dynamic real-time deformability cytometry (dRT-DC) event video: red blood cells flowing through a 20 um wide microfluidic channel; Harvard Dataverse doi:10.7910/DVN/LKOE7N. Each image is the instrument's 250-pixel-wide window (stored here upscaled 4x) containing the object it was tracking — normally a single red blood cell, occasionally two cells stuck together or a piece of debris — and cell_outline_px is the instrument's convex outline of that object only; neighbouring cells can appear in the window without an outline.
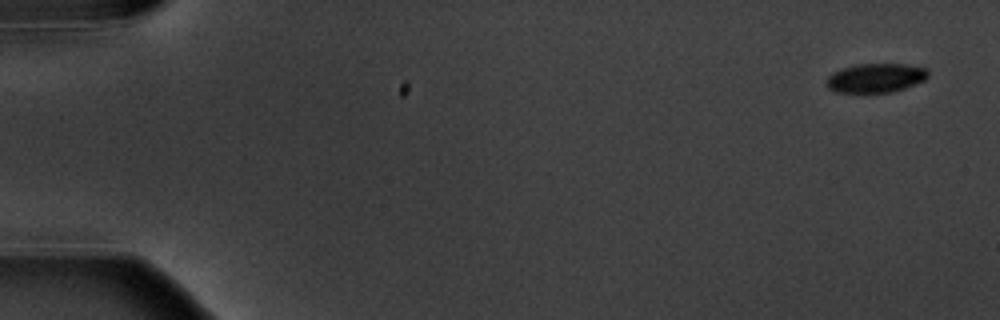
{"species": "common noctule bat (a hibernating species)", "species_latin": "Nyctalus noctula", "temperature_condition": "warm", "stored_images_in_passage": 5, "camera_frame_rate_fps": 3000, "um_per_image_px": 0.085, "animal": {"sex": "male", "body_mass_g": 20.1, "forearm_length_mm": 53.5}, "frame": {"image": 1, "passage_image": 1, "time_ms": 0.0, "image_size_px": [1000, 320], "cell_outline_px": [[928, 76], [924, 80], [904, 88], [892, 92], [836, 92], [828, 88], [824, 80], [832, 72], [856, 64], [904, 64], [928, 68]], "centroid_in_image_um": [74.41, 6.62], "position_along_channel_um": 10.6, "area_um2": 17.22}}
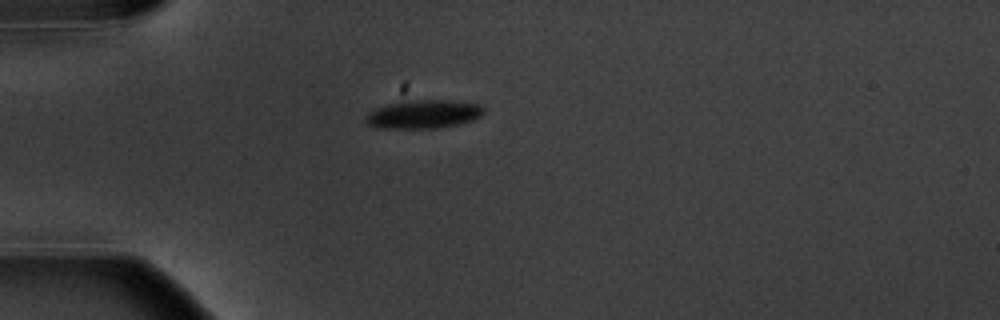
{"frame": {"image": 2, "passage_image": 5, "time_ms": 4.667, "image_size_px": [1000, 320], "cell_outline_px": [[484, 112], [480, 116], [472, 120], [440, 128], [376, 128], [368, 124], [364, 120], [364, 116], [368, 112], [376, 108], [408, 100], [444, 100], [480, 104], [484, 108]], "centroid_in_image_um": [35.97, 9.71], "position_along_channel_um": 49.0, "area_um2": 19.48}}